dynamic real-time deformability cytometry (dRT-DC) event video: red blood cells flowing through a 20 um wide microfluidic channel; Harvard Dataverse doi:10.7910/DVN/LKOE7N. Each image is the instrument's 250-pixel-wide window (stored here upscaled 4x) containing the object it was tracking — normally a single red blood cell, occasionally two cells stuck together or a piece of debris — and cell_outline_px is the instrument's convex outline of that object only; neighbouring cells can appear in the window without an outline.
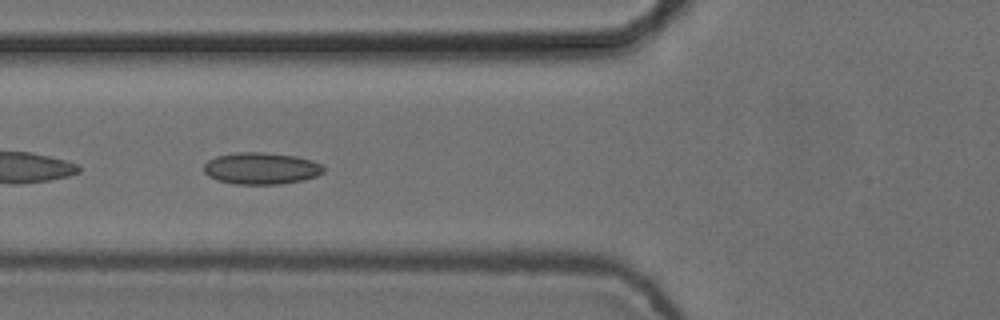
{"species": "common noctule bat (a hibernating species)", "species_latin": "Nyctalus noctula", "temperature_condition": "cold", "stored_images_in_passage": 7, "camera_frame_rate_fps": 3000, "um_per_image_px": 0.085, "animal": {"sex": "female", "body_mass_g": 24.6, "forearm_length_mm": 56.2}, "frame": {"image": 1, "passage_image": 4, "time_ms": 1.0, "image_size_px": [1000, 320], "cell_outline_px": [[324, 172], [316, 176], [304, 180], [280, 184], [236, 184], [216, 180], [208, 176], [204, 172], [204, 164], [208, 160], [216, 156], [236, 152], [264, 152], [296, 156], [312, 160], [324, 164]], "centroid_in_image_um": [22.21, 14.31], "position_along_channel_um": 103.6, "area_um2": 22.43}}
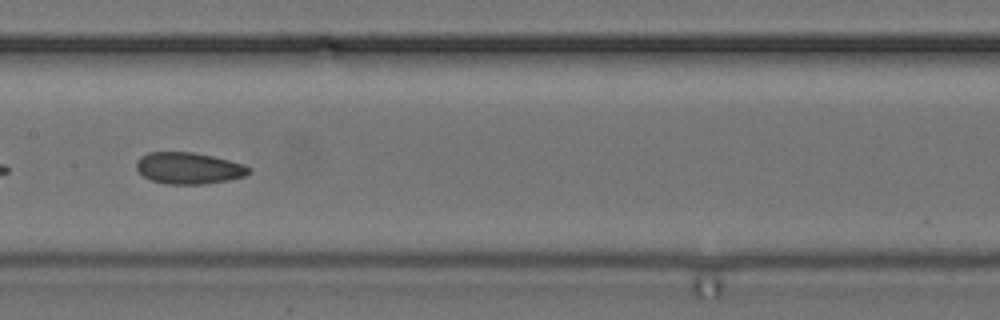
{"frame": {"image": 2, "passage_image": 6, "time_ms": 1.667, "image_size_px": [1000, 320], "cell_outline_px": [[252, 172], [244, 176], [228, 180], [204, 184], [168, 184], [152, 180], [144, 176], [136, 168], [136, 160], [140, 156], [148, 152], [192, 152], [212, 156], [244, 164], [252, 168]], "centroid_in_image_um": [16.05, 14.29], "position_along_channel_um": 191.3, "area_um2": 20.69}}
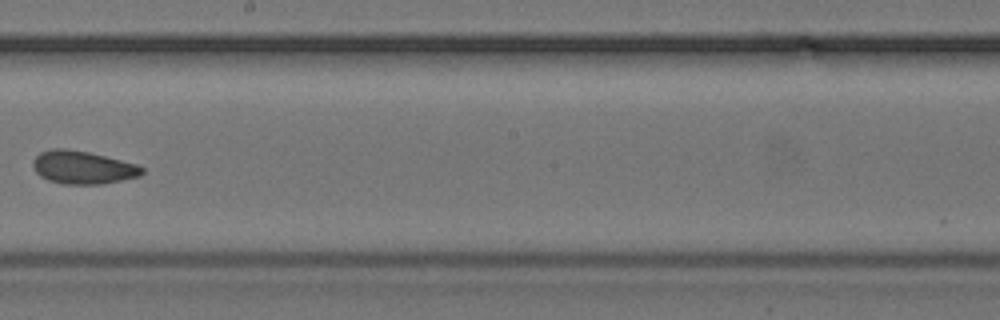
{"frame": {"image": 3, "passage_image": 7, "time_ms": 2.0, "image_size_px": [1000, 320], "cell_outline_px": [[144, 172], [140, 176], [104, 184], [64, 184], [48, 180], [40, 176], [36, 172], [32, 164], [32, 160], [40, 152], [52, 148], [64, 148], [88, 152], [136, 164], [144, 168]], "centroid_in_image_um": [7.02, 14.23], "position_along_channel_um": 241.2, "area_um2": 20.98}}